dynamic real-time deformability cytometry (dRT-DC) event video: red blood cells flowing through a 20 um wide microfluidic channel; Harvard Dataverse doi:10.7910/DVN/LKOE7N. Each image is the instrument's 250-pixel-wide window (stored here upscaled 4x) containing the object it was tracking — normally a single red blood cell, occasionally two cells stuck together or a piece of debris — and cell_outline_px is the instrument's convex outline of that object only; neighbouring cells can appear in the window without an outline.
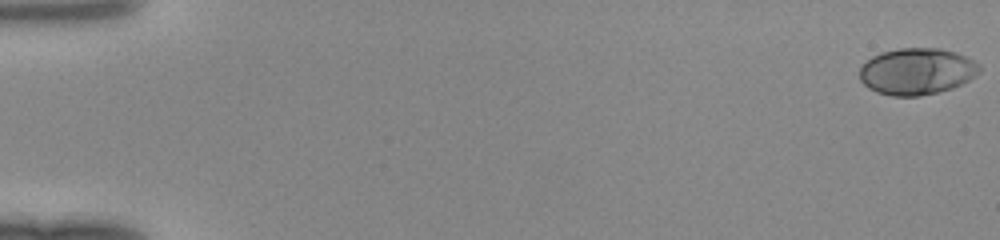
{"species": "human", "species_latin": "Homo sapiens", "temperature_condition": "room temperature", "stored_images_in_passage": 49, "camera_frame_rate_fps": 3000, "um_per_image_px": 0.085, "donor": {"sex": "female"}, "frame": {"image": 1, "passage_image": 1, "time_ms": 0.0, "image_size_px": [1000, 240], "cell_outline_px": [[980, 72], [968, 80], [952, 88], [920, 96], [892, 96], [876, 92], [868, 88], [860, 80], [860, 68], [872, 56], [880, 52], [900, 48], [940, 48], [956, 52], [980, 64]], "centroid_in_image_um": [77.92, 6.06], "position_along_channel_um": 7.1, "area_um2": 32.48}}
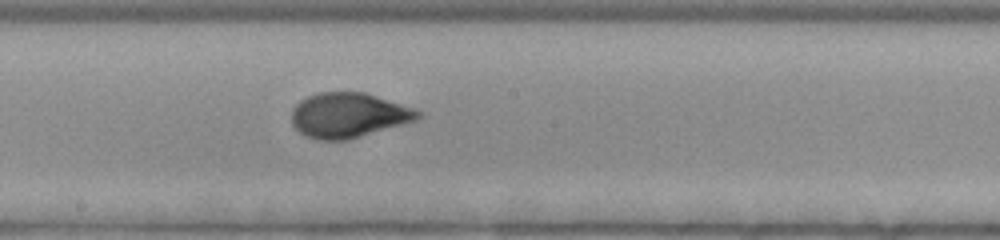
{"frame": {"image": 2, "passage_image": 28, "time_ms": 9.0, "image_size_px": [1000, 240], "cell_outline_px": [[420, 120], [348, 140], [316, 140], [304, 136], [292, 124], [292, 108], [300, 100], [308, 96], [320, 92], [364, 92], [416, 108], [420, 112]], "centroid_in_image_um": [29.65, 9.8], "position_along_channel_um": 218.6, "area_um2": 33.41}}
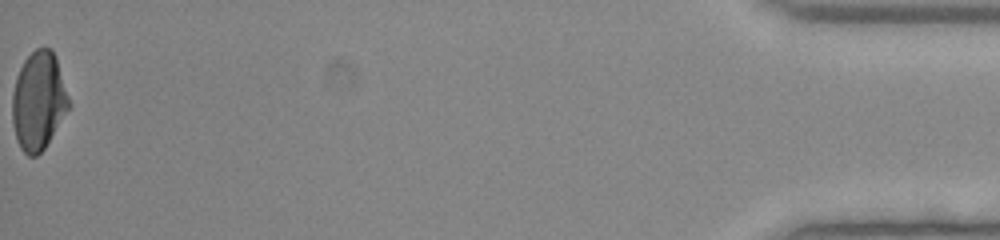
{"frame": {"image": 3, "passage_image": 49, "time_ms": 16.0, "image_size_px": [1000, 240], "cell_outline_px": [[72, 104], [44, 148], [36, 156], [28, 156], [20, 148], [16, 140], [12, 124], [12, 92], [16, 76], [24, 60], [36, 48], [48, 48], [56, 56]], "centroid_in_image_um": [3.27, 8.58], "position_along_channel_um": 431.9, "area_um2": 32.6}}